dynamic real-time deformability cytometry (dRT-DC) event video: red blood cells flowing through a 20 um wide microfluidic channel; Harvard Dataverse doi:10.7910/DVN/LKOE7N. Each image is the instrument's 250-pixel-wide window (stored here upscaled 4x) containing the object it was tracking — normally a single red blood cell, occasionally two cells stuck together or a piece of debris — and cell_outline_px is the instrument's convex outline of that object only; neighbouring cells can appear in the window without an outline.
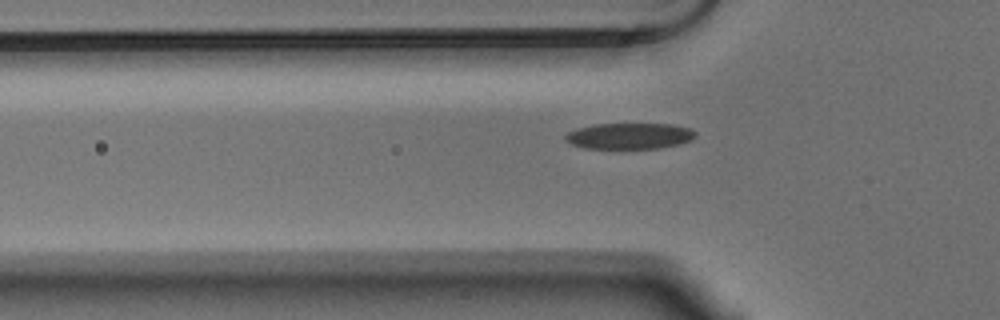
{"species": "Egyptian fruit bat (a non-hibernating species)", "species_latin": "Rousettus aegyptiacus", "temperature_condition": "warm", "stored_images_in_passage": 41, "camera_frame_rate_fps": 3000, "um_per_image_px": 0.085, "animal": {"sex": "male"}, "frame": {"image": 1, "passage_image": 8, "time_ms": 2.333, "image_size_px": [1000, 320], "cell_outline_px": [[696, 136], [692, 140], [680, 144], [660, 148], [584, 148], [572, 144], [564, 140], [564, 136], [568, 132], [576, 128], [592, 124], [672, 124], [688, 128], [696, 132]], "centroid_in_image_um": [53.49, 11.55], "position_along_channel_um": 72.3, "area_um2": 19.83}}
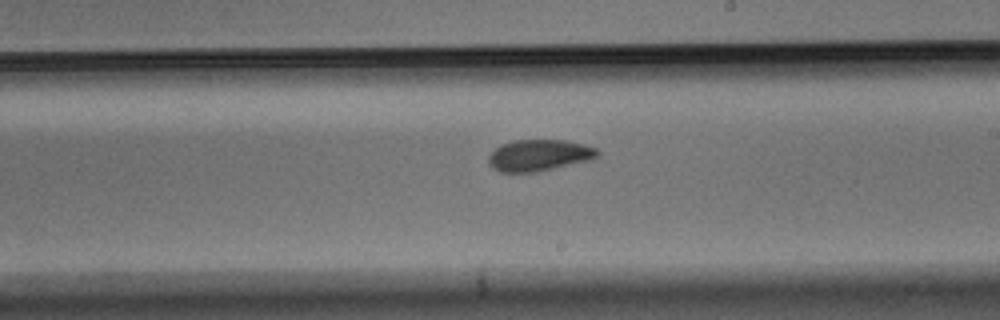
{"frame": {"image": 2, "passage_image": 22, "time_ms": 7.0, "image_size_px": [1000, 320], "cell_outline_px": [[600, 156], [592, 160], [536, 172], [500, 172], [492, 168], [488, 164], [488, 156], [500, 144], [512, 140], [564, 140], [584, 144], [596, 148], [600, 152]], "centroid_in_image_um": [45.83, 13.2], "position_along_channel_um": 243.2, "area_um2": 20.23}}
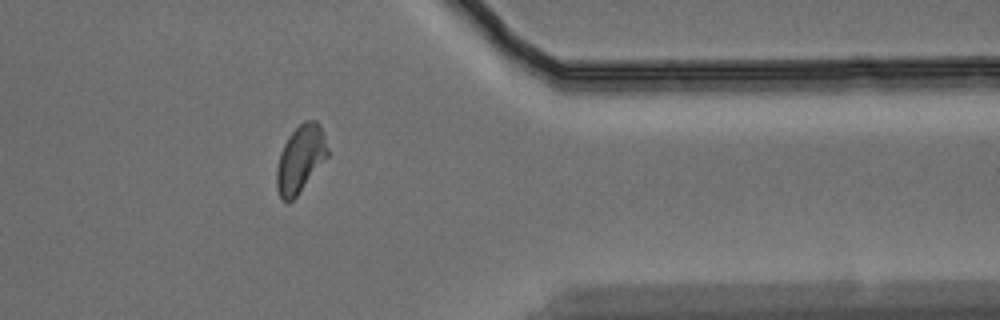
{"frame": {"image": 3, "passage_image": 35, "time_ms": 11.333, "image_size_px": [1000, 320], "cell_outline_px": [[328, 156], [296, 196], [288, 204], [280, 196], [276, 188], [276, 168], [280, 152], [288, 136], [304, 120], [316, 120], [320, 124], [328, 148]], "centroid_in_image_um": [25.52, 13.5], "position_along_channel_um": 385.9, "area_um2": 19.83}, "authors_computed_cell_mechanics": {"area_um2": 19.8254, "velocity_mm_per_s": 3.6347, "shape_relaxation_time_tau1_ms": 3.212, "shape_relaxation_time_tau2_ms": 2.3305, "deformation_change_tau1": 0.1364, "deformation_change_tau2": 0.0818}}